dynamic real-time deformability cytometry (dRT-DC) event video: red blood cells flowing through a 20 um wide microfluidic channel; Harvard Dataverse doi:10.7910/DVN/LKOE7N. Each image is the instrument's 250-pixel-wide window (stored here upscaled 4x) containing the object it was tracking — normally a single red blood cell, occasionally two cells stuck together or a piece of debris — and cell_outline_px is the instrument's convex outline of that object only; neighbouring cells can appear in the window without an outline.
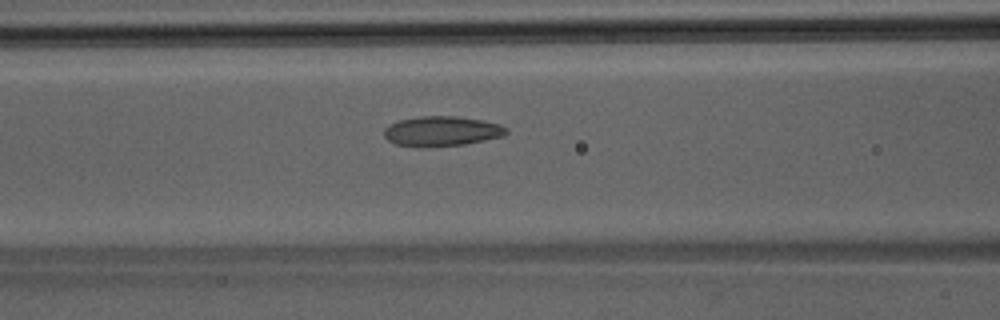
{"species": "Egyptian fruit bat (a non-hibernating species)", "species_latin": "Rousettus aegyptiacus", "temperature_condition": "room temperature", "stored_images_in_passage": 39, "camera_frame_rate_fps": 3000, "um_per_image_px": 0.085, "animal": {"sex": "male"}, "frame": {"image": 1, "passage_image": 13, "time_ms": 4.0, "image_size_px": [1000, 320], "cell_outline_px": [[508, 132], [504, 136], [464, 144], [428, 148], [424, 148], [396, 144], [388, 140], [384, 136], [384, 128], [388, 124], [400, 120], [420, 116], [456, 116], [484, 120], [500, 124], [508, 128]], "centroid_in_image_um": [37.55, 11.16], "position_along_channel_um": 129.1, "area_um2": 21.62}}
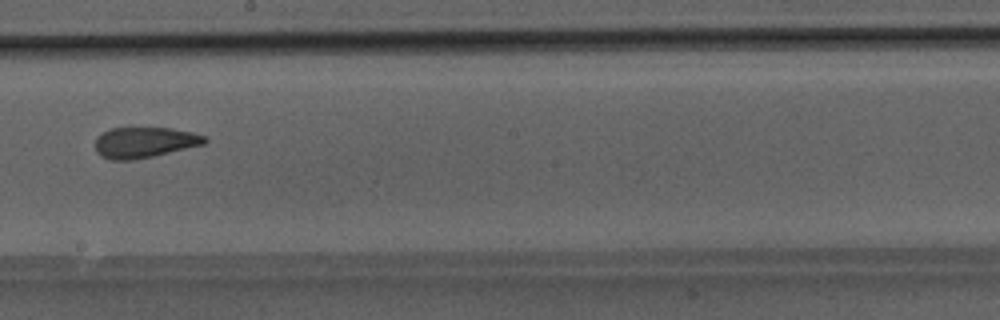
{"frame": {"image": 2, "passage_image": 20, "time_ms": 6.333, "image_size_px": [1000, 320], "cell_outline_px": [[208, 140], [204, 144], [152, 156], [132, 160], [108, 160], [100, 156], [96, 152], [96, 136], [112, 128], [172, 128], [192, 132], [204, 136]], "centroid_in_image_um": [12.25, 12.11], "position_along_channel_um": 236.0, "area_um2": 19.48}}
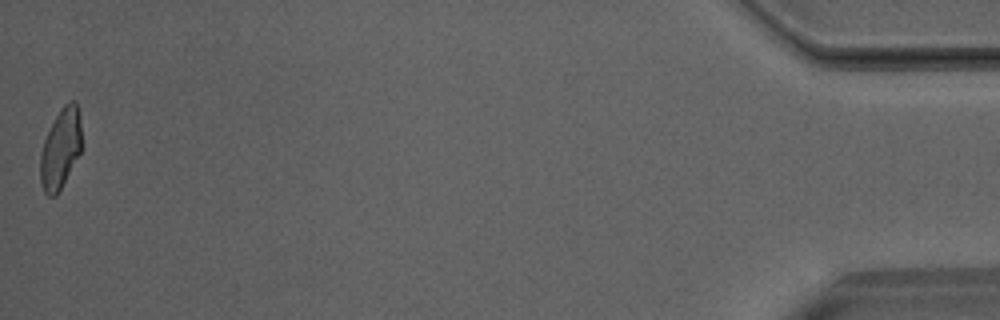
{"frame": {"image": 3, "passage_image": 39, "time_ms": 12.667, "image_size_px": [1000, 320], "cell_outline_px": [[80, 152], [56, 196], [48, 196], [44, 192], [40, 180], [40, 156], [44, 140], [56, 116], [64, 104], [68, 100], [76, 100], [80, 112]], "centroid_in_image_um": [5.14, 12.61], "position_along_channel_um": 430.1, "area_um2": 18.96}}